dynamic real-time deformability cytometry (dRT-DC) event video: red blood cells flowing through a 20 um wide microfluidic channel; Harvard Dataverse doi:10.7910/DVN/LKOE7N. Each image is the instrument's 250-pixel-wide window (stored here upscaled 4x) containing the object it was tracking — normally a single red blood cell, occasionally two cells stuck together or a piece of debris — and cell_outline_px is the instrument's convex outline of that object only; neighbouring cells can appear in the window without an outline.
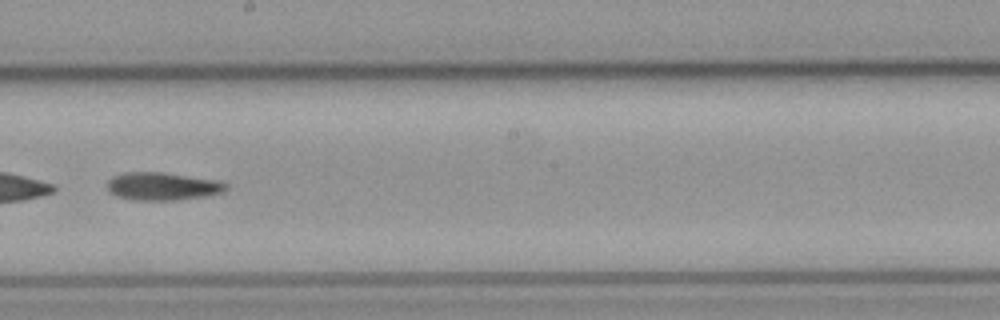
{"species": "common noctule bat (a hibernating species)", "species_latin": "Nyctalus noctula", "temperature_condition": "cold", "stored_images_in_passage": 38, "camera_frame_rate_fps": 3000, "um_per_image_px": 0.085, "animal": {"sex": "male", "body_mass_g": 23.1, "forearm_length_mm": 52.7}, "frame": {"image": 1, "passage_image": 17, "time_ms": 5.333, "image_size_px": [1000, 320], "cell_outline_px": [[228, 188], [224, 192], [208, 196], [176, 200], [136, 200], [116, 196], [108, 188], [108, 180], [112, 176], [124, 172], [164, 172], [220, 180], [228, 184]], "centroid_in_image_um": [13.88, 15.83], "position_along_channel_um": 234.3, "area_um2": 19.54}}